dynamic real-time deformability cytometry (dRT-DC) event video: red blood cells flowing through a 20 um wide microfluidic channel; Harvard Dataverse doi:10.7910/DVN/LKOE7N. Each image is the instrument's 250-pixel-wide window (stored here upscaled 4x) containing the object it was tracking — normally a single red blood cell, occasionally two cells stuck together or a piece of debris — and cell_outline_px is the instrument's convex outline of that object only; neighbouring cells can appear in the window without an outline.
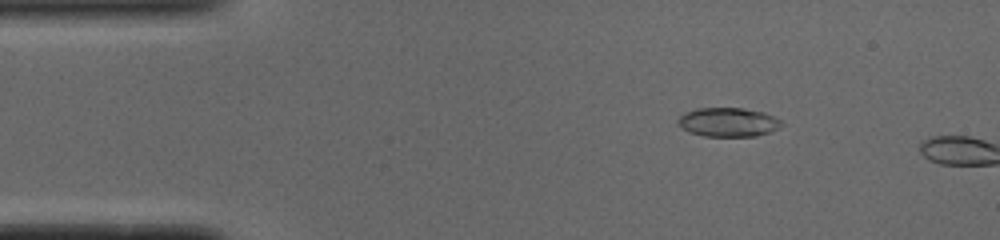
{"species": "common noctule bat (a hibernating species)", "species_latin": "Nyctalus noctula", "temperature_condition": "cold", "stored_images_in_passage": 9, "camera_frame_rate_fps": 3000, "um_per_image_px": 0.085, "animal": {"sex": "male", "body_mass_g": 19.0, "forearm_length_mm": 50.8}, "frame": {"image": 1, "passage_image": 7, "time_ms": 2.0, "image_size_px": [1000, 240], "cell_outline_px": [[784, 124], [768, 132], [756, 136], [704, 136], [688, 132], [680, 128], [676, 124], [676, 120], [684, 112], [696, 108], [744, 108], [764, 112], [780, 120]], "centroid_in_image_um": [61.82, 10.38], "position_along_channel_um": 23.2, "area_um2": 17.63}}